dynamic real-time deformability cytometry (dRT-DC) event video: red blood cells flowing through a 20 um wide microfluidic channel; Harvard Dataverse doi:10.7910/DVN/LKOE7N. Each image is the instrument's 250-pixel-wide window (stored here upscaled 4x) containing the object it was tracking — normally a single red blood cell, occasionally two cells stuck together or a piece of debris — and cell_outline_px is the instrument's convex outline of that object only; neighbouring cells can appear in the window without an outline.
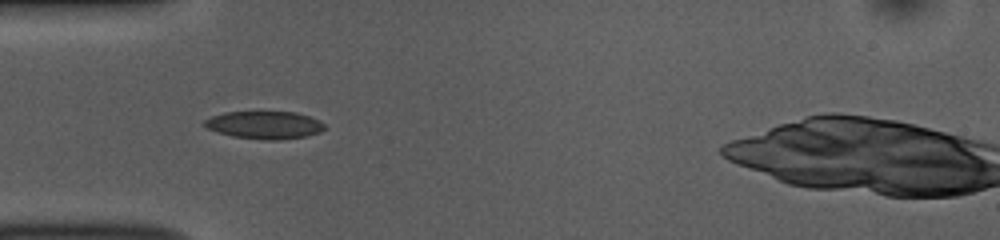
{"species": "common noctule bat (a hibernating species)", "species_latin": "Nyctalus noctula", "temperature_condition": "room temperature", "stored_images_in_passage": 10, "camera_frame_rate_fps": 3000, "um_per_image_px": 0.085, "animal": {"sex": "female", "body_mass_g": 10.0, "forearm_length_mm": 53.1}, "frame": {"image": 1, "passage_image": 4, "time_ms": 1.0, "image_size_px": [1000, 240], "cell_outline_px": [[324, 128], [320, 132], [304, 136], [276, 140], [264, 140], [232, 136], [208, 128], [200, 124], [204, 120], [212, 116], [224, 112], [296, 112], [320, 120], [324, 124]], "centroid_in_image_um": [22.46, 10.62], "position_along_channel_um": 62.5, "area_um2": 19.25}}
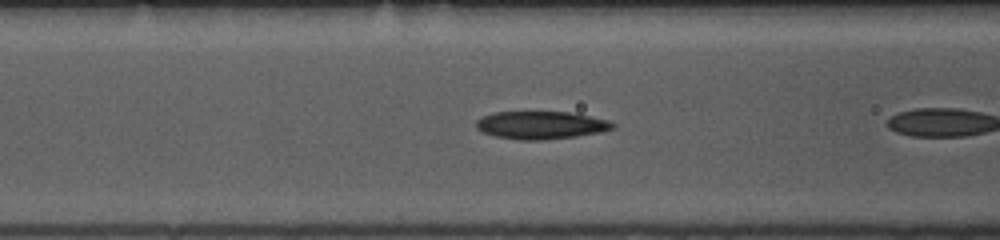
{"frame": {"image": 2, "passage_image": 6, "time_ms": 1.667, "image_size_px": [1000, 240], "cell_outline_px": [[616, 128], [600, 132], [576, 136], [544, 140], [520, 140], [496, 136], [484, 132], [476, 128], [476, 120], [492, 112], [568, 112], [608, 120], [616, 124]], "centroid_in_image_um": [45.99, 10.64], "position_along_channel_um": 120.6, "area_um2": 22.02}}
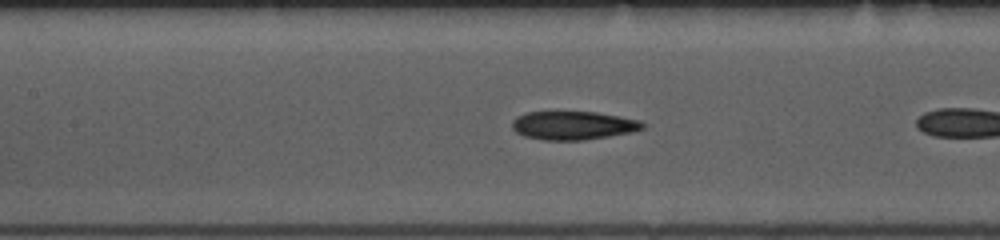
{"frame": {"image": 3, "passage_image": 9, "time_ms": 2.667, "image_size_px": [1000, 240], "cell_outline_px": [[648, 124], [644, 128], [632, 132], [584, 140], [544, 140], [524, 136], [516, 132], [512, 128], [512, 120], [516, 116], [524, 112], [596, 112], [620, 116], [640, 120]], "centroid_in_image_um": [48.73, 10.66], "position_along_channel_um": 158.7, "area_um2": 21.85}}